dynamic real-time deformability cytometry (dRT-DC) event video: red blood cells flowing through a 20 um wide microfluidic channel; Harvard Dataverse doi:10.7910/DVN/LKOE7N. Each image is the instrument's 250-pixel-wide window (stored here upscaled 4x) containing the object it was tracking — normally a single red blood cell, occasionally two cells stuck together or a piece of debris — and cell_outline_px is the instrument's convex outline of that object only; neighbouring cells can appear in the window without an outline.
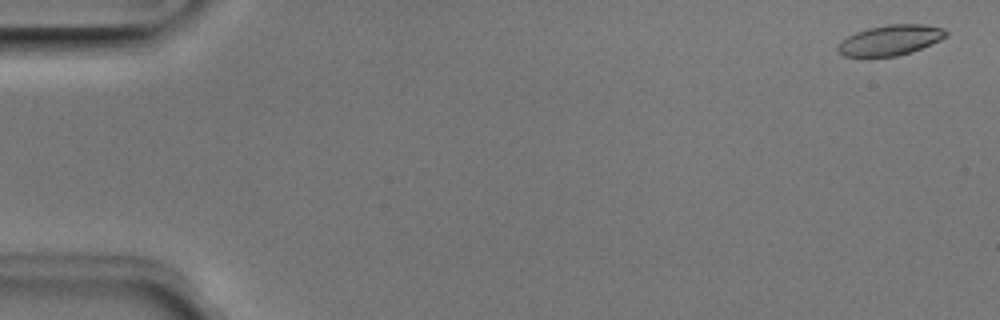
{"species": "Egyptian fruit bat (a non-hibernating species)", "species_latin": "Rousettus aegyptiacus", "temperature_condition": "room temperature", "stored_images_in_passage": 19, "camera_frame_rate_fps": 3000, "um_per_image_px": 0.085, "animal": {"sex": "male"}, "frame": {"image": 1, "passage_image": 2, "time_ms": 0.333, "image_size_px": [1000, 320], "cell_outline_px": [[948, 36], [940, 40], [920, 48], [896, 56], [844, 56], [836, 48], [840, 40], [856, 32], [868, 28], [888, 24], [924, 24], [944, 28], [948, 32]], "centroid_in_image_um": [75.68, 3.39], "position_along_channel_um": 9.3, "area_um2": 18.96}}
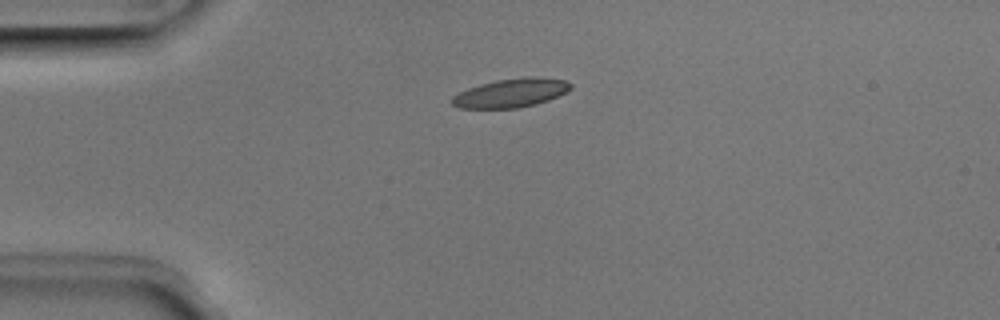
{"frame": {"image": 2, "passage_image": 13, "time_ms": 4.0, "image_size_px": [1000, 320], "cell_outline_px": [[572, 88], [548, 100], [536, 104], [516, 108], [460, 108], [452, 104], [452, 96], [468, 88], [480, 84], [496, 80], [524, 76], [532, 76], [564, 80], [572, 84]], "centroid_in_image_um": [43.42, 7.89], "position_along_channel_um": 41.6, "area_um2": 19.77}}
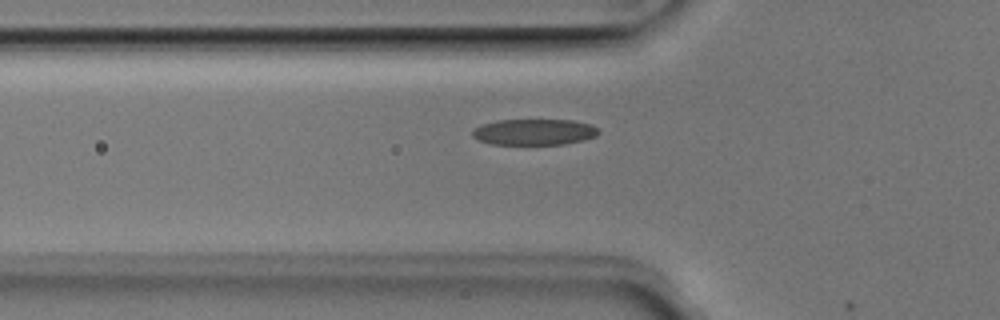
{"frame": {"image": 3, "passage_image": 18, "time_ms": 5.667, "image_size_px": [1000, 320], "cell_outline_px": [[600, 132], [596, 136], [564, 144], [492, 144], [480, 140], [472, 136], [472, 128], [480, 124], [496, 120], [572, 120], [588, 124], [596, 128]], "centroid_in_image_um": [45.34, 11.21], "position_along_channel_um": 80.5, "area_um2": 19.02}}